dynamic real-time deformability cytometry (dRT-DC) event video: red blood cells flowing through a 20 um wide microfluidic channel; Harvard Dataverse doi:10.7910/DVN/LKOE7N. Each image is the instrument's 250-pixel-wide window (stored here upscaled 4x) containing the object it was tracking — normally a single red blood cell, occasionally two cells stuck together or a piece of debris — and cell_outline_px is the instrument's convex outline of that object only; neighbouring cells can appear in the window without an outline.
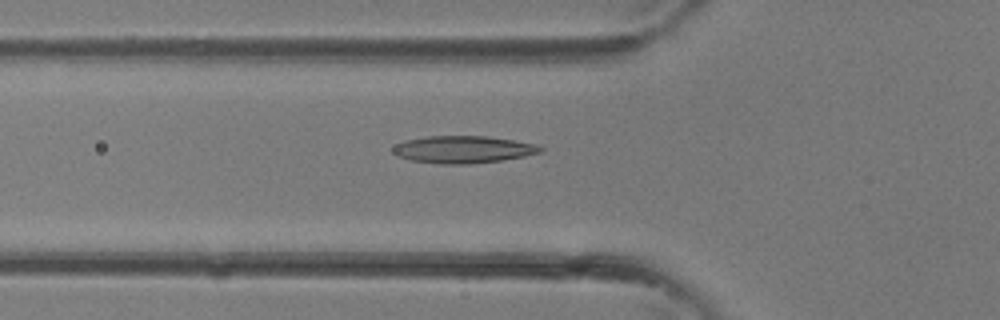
{"species": "common noctule bat (a hibernating species)", "species_latin": "Nyctalus noctula", "temperature_condition": "room temperature", "stored_images_in_passage": 36, "camera_frame_rate_fps": 3000, "um_per_image_px": 0.085, "animal": {"sex": "female"}, "frame": {"image": 1, "passage_image": 13, "time_ms": 4.0, "image_size_px": [1000, 320], "cell_outline_px": [[544, 152], [524, 156], [500, 160], [468, 164], [440, 164], [412, 160], [400, 156], [392, 152], [392, 148], [396, 144], [404, 140], [428, 136], [488, 136], [512, 140], [532, 144], [544, 148]], "centroid_in_image_um": [39.35, 12.7], "position_along_channel_um": 86.4, "area_um2": 23.24}}
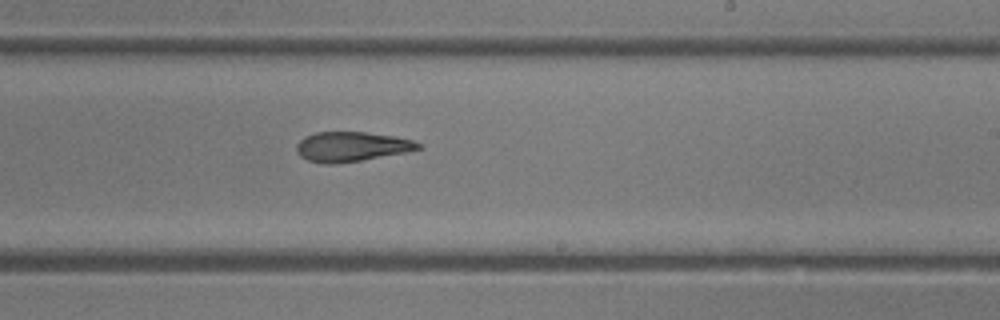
{"frame": {"image": 2, "passage_image": 22, "time_ms": 7.0, "image_size_px": [1000, 320], "cell_outline_px": [[424, 148], [404, 152], [360, 160], [332, 164], [324, 164], [308, 160], [300, 156], [296, 152], [296, 144], [304, 136], [316, 132], [368, 132], [396, 136], [412, 140], [420, 144]], "centroid_in_image_um": [29.85, 12.45], "position_along_channel_um": 259.2, "area_um2": 21.04}}
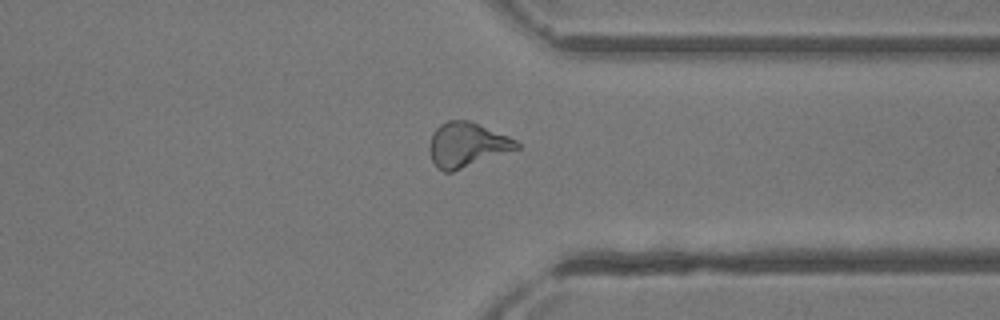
{"frame": {"image": 3, "passage_image": 28, "time_ms": 9.0, "image_size_px": [1000, 320], "cell_outline_px": [[520, 148], [452, 172], [444, 172], [436, 168], [432, 160], [428, 148], [432, 132], [440, 124], [448, 120], [468, 120], [508, 136], [516, 140], [520, 144]], "centroid_in_image_um": [39.65, 12.31], "position_along_channel_um": 371.7, "area_um2": 22.66}}